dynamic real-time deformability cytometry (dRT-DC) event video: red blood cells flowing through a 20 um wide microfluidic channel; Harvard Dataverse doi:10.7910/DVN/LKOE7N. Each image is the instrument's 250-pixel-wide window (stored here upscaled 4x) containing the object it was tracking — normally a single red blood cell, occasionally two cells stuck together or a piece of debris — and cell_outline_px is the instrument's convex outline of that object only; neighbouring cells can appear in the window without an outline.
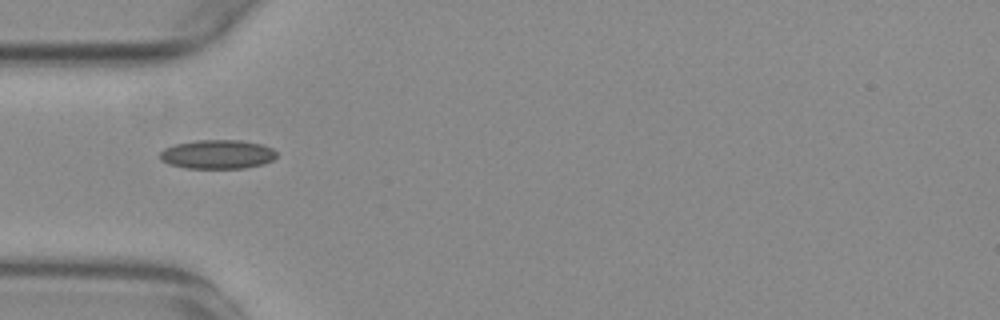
{"species": "common noctule bat (a hibernating species)", "species_latin": "Nyctalus noctula", "temperature_condition": "warm", "stored_images_in_passage": 39, "camera_frame_rate_fps": 3000, "um_per_image_px": 0.085, "animal": {"sex": "female", "body_mass_g": 29.2, "forearm_length_mm": 56.3}, "frame": {"image": 1, "passage_image": 1, "time_ms": 0.0, "image_size_px": [1000, 320], "cell_outline_px": [[276, 156], [272, 160], [260, 164], [244, 168], [184, 168], [168, 164], [160, 160], [160, 152], [164, 148], [176, 144], [196, 140], [240, 140], [260, 144], [272, 148], [276, 152]], "centroid_in_image_um": [18.44, 13.12], "position_along_channel_um": 66.6, "area_um2": 19.65}}
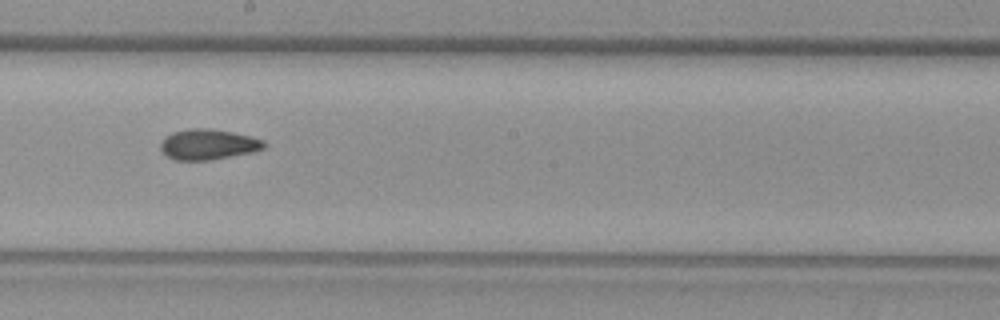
{"frame": {"image": 2, "passage_image": 14, "time_ms": 4.333, "image_size_px": [1000, 320], "cell_outline_px": [[268, 144], [264, 148], [252, 152], [208, 160], [176, 160], [168, 156], [160, 148], [160, 144], [172, 132], [188, 128], [208, 128], [232, 132], [264, 140]], "centroid_in_image_um": [17.71, 12.27], "position_along_channel_um": 230.5, "area_um2": 18.15}}
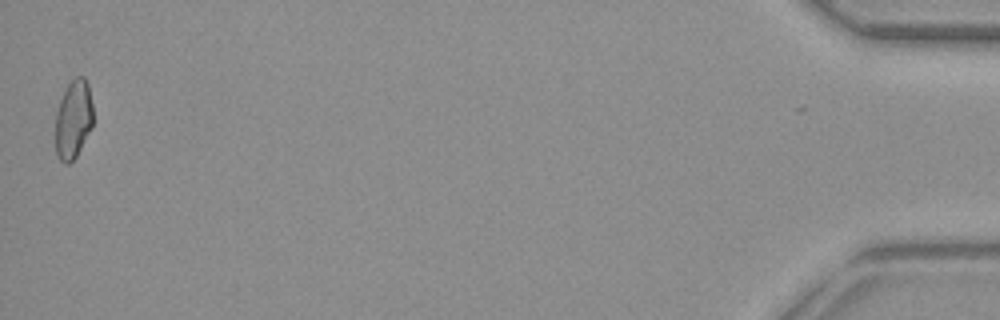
{"frame": {"image": 3, "passage_image": 38, "time_ms": 12.333, "image_size_px": [1000, 320], "cell_outline_px": [[92, 128], [76, 156], [68, 164], [64, 164], [56, 156], [56, 112], [60, 100], [68, 84], [76, 76], [84, 76], [88, 84], [92, 104]], "centroid_in_image_um": [6.23, 10.15], "position_along_channel_um": 429.0, "area_um2": 17.22}, "authors_computed_cell_mechanics": {"area_um2": 17.8602, "velocity_mm_per_s": 3.7744, "shape_relaxation_time_tau1_ms": null, "shape_relaxation_time_tau2_ms": 1.9145, "deformation_change_tau1": null, "deformation_change_tau2": 0.0734}}